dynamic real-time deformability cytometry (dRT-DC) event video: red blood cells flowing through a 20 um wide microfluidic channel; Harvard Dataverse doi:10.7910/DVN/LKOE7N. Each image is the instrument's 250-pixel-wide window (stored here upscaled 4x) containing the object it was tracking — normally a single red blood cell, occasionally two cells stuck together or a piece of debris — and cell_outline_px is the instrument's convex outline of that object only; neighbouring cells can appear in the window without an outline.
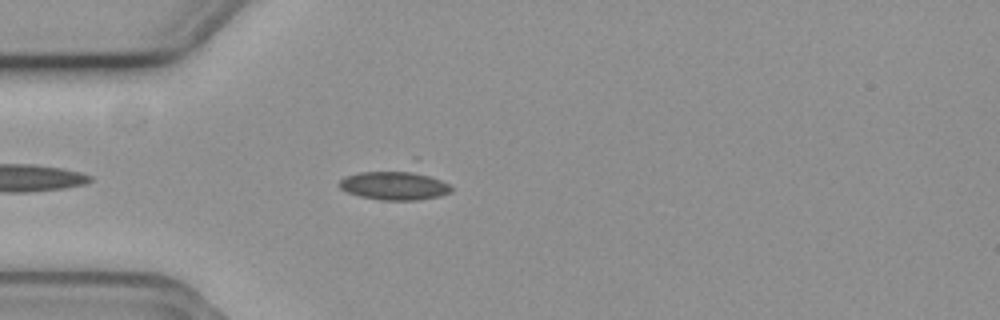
{"species": "common noctule bat (a hibernating species)", "species_latin": "Nyctalus noctula", "temperature_condition": "cold", "stored_images_in_passage": 41, "camera_frame_rate_fps": 3000, "um_per_image_px": 0.085, "animal": {"sex": "female", "body_mass_g": 19.3, "forearm_length_mm": 54.1}, "frame": {"image": 1, "passage_image": 5, "time_ms": 1.333, "image_size_px": [1000, 320], "cell_outline_px": [[452, 192], [440, 196], [420, 200], [380, 200], [360, 196], [348, 192], [340, 188], [336, 184], [344, 176], [360, 172], [408, 168], [440, 180], [448, 184], [452, 188]], "centroid_in_image_um": [33.5, 15.73], "position_along_channel_um": 51.5, "area_um2": 19.42}}
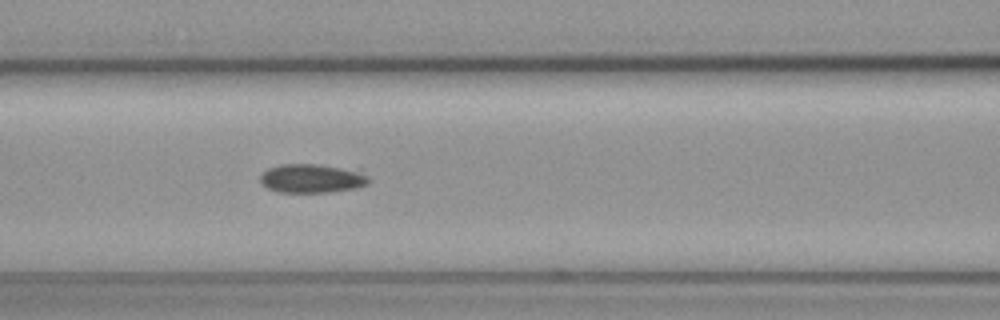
{"frame": {"image": 2, "passage_image": 13, "time_ms": 4.0, "image_size_px": [1000, 320], "cell_outline_px": [[368, 184], [356, 188], [328, 192], [276, 192], [268, 188], [260, 180], [260, 176], [268, 168], [280, 164], [316, 164], [340, 168], [356, 172], [368, 176]], "centroid_in_image_um": [26.44, 15.18], "position_along_channel_um": 140.2, "area_um2": 17.8}}
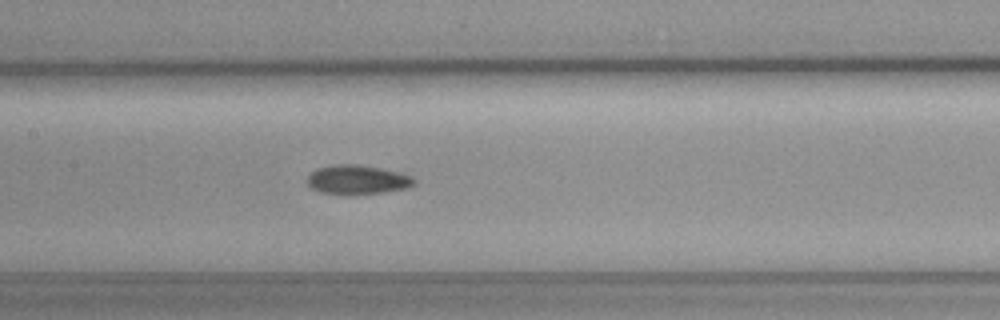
{"frame": {"image": 3, "passage_image": 16, "time_ms": 5.0, "image_size_px": [1000, 320], "cell_outline_px": [[416, 184], [408, 188], [384, 192], [348, 196], [320, 192], [312, 188], [308, 184], [308, 176], [316, 168], [336, 164], [356, 164], [404, 172], [412, 176], [416, 180]], "centroid_in_image_um": [30.43, 15.29], "position_along_channel_um": 177.0, "area_um2": 18.67}}